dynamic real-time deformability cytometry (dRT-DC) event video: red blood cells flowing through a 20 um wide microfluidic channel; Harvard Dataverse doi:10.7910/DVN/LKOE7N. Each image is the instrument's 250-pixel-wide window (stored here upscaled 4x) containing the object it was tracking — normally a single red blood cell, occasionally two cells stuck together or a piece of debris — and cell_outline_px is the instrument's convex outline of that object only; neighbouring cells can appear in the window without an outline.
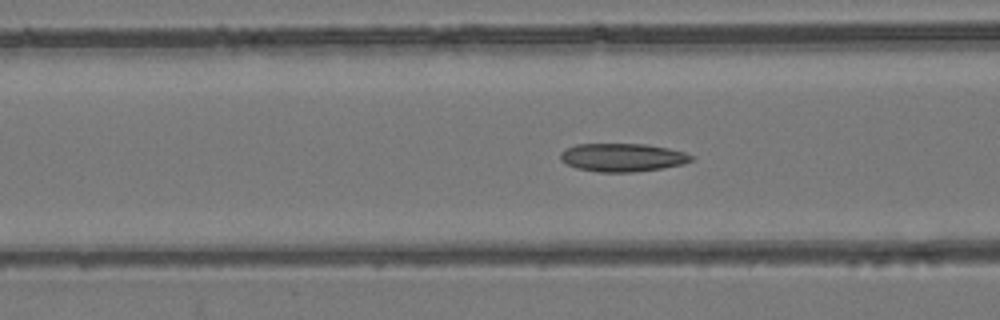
{"species": "common noctule bat (a hibernating species)", "species_latin": "Nyctalus noctula", "temperature_condition": "room temperature", "stored_images_in_passage": 44, "camera_frame_rate_fps": 3000, "um_per_image_px": 0.085, "animal": {"sex": "female", "body_mass_g": 24.6, "forearm_length_mm": 56.2}, "frame": {"image": 1, "passage_image": 11, "time_ms": 3.333, "image_size_px": [1000, 320], "cell_outline_px": [[696, 160], [684, 164], [664, 168], [632, 172], [596, 172], [576, 168], [560, 160], [560, 152], [564, 148], [576, 144], [648, 144], [668, 148], [684, 152], [696, 156]], "centroid_in_image_um": [52.94, 13.38], "position_along_channel_um": 113.7, "area_um2": 21.91}}
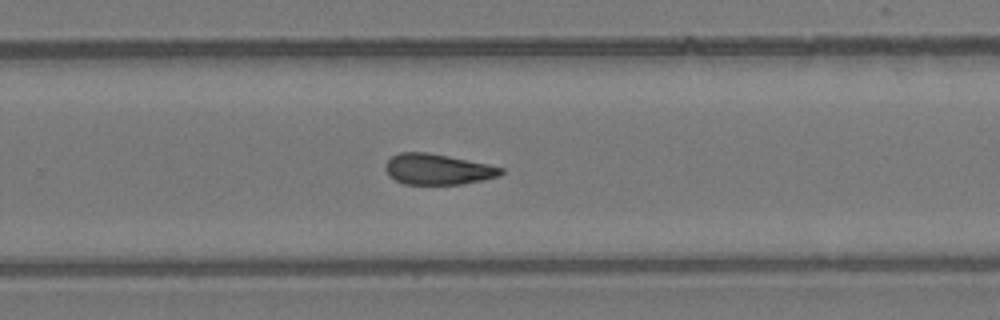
{"frame": {"image": 2, "passage_image": 25, "time_ms": 8.0, "image_size_px": [1000, 320], "cell_outline_px": [[504, 172], [500, 176], [460, 184], [404, 184], [388, 176], [384, 168], [384, 164], [392, 156], [400, 152], [428, 152], [488, 164], [504, 168]], "centroid_in_image_um": [37.17, 14.38], "position_along_channel_um": 292.6, "area_um2": 20.69}}
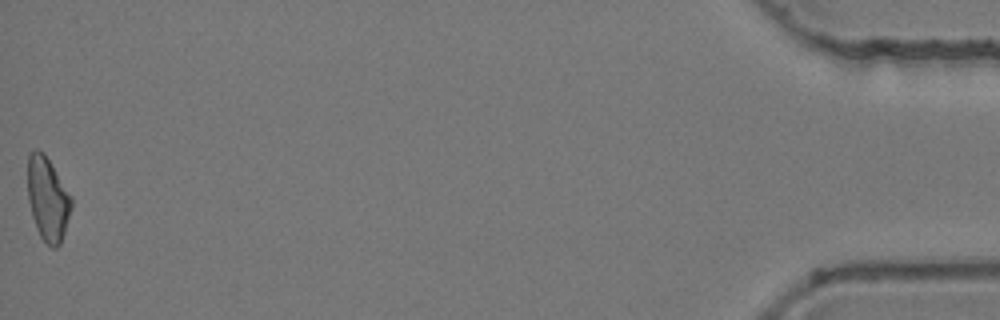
{"frame": {"image": 3, "passage_image": 44, "time_ms": 14.333, "image_size_px": [1000, 320], "cell_outline_px": [[72, 208], [60, 244], [56, 248], [52, 248], [40, 236], [36, 228], [32, 216], [28, 200], [28, 152], [36, 148], [44, 152], [72, 196]], "centroid_in_image_um": [4.05, 16.88], "position_along_channel_um": 431.1, "area_um2": 21.44}, "authors_computed_cell_mechanics": {"area_um2": 21.386, "velocity_mm_per_s": 3.8368, "shape_relaxation_time_tau1_ms": null, "shape_relaxation_time_tau2_ms": 4.454, "deformation_change_tau1": null, "deformation_change_tau2": 0.1264}}